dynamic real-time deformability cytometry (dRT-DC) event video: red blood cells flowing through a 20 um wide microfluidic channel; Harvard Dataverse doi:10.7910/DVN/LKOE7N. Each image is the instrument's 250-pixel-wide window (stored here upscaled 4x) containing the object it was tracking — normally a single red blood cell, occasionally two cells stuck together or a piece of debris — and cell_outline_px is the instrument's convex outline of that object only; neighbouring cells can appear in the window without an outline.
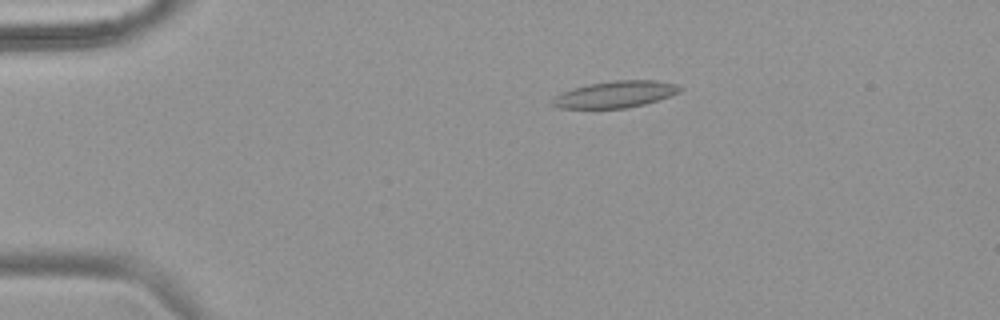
{"species": "common noctule bat (a hibernating species)", "species_latin": "Nyctalus noctula", "temperature_condition": "warm", "stored_images_in_passage": 45, "camera_frame_rate_fps": 3000, "um_per_image_px": 0.085, "animal": {"sex": "female", "body_mass_g": 18.4}, "frame": {"image": 1, "passage_image": 1, "time_ms": 0.0, "image_size_px": [1000, 320], "cell_outline_px": [[684, 88], [680, 92], [672, 96], [644, 104], [624, 108], [560, 108], [552, 104], [552, 100], [556, 96], [572, 88], [588, 84], [616, 80], [656, 80], [676, 84]], "centroid_in_image_um": [52.36, 8.01], "position_along_channel_um": 32.6, "area_um2": 19.71}}
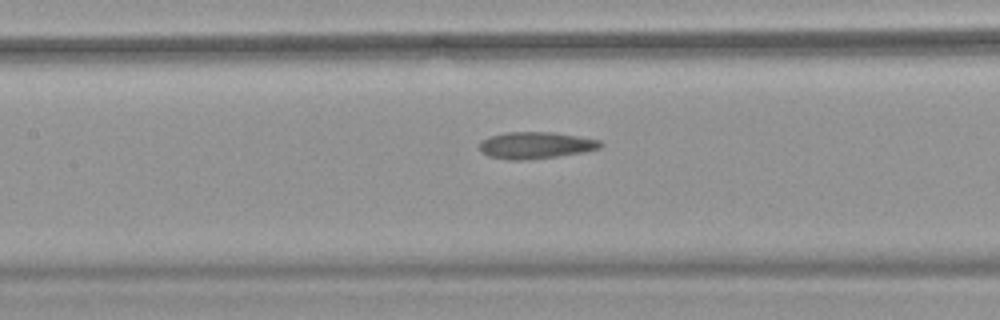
{"frame": {"image": 2, "passage_image": 16, "time_ms": 5.0, "image_size_px": [1000, 320], "cell_outline_px": [[604, 144], [600, 148], [584, 152], [528, 160], [508, 160], [488, 156], [480, 148], [480, 140], [492, 136], [508, 132], [552, 132], [600, 140]], "centroid_in_image_um": [45.55, 12.35], "position_along_channel_um": 161.9, "area_um2": 18.73}}
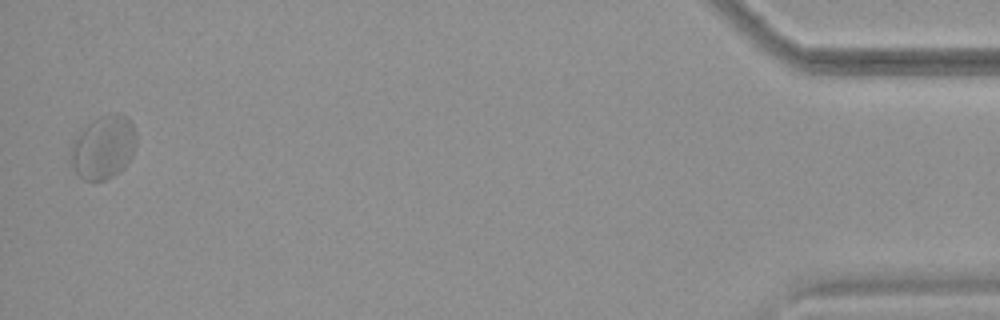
{"frame": {"image": 3, "passage_image": 44, "time_ms": 14.333, "image_size_px": [1000, 320], "cell_outline_px": [[136, 144], [132, 156], [124, 168], [112, 176], [104, 180], [84, 180], [76, 172], [72, 164], [68, 152], [72, 144], [80, 132], [92, 120], [108, 112], [116, 112], [128, 116], [136, 132]], "centroid_in_image_um": [8.8, 12.48], "position_along_channel_um": 426.4, "area_um2": 24.39}, "authors_computed_cell_mechanics": {"area_um2": 19.5942, "velocity_mm_per_s": 3.7077, "shape_relaxation_time_tau1_ms": null, "shape_relaxation_time_tau2_ms": 1.4448, "deformation_change_tau1": null, "deformation_change_tau2": 0.0684}}